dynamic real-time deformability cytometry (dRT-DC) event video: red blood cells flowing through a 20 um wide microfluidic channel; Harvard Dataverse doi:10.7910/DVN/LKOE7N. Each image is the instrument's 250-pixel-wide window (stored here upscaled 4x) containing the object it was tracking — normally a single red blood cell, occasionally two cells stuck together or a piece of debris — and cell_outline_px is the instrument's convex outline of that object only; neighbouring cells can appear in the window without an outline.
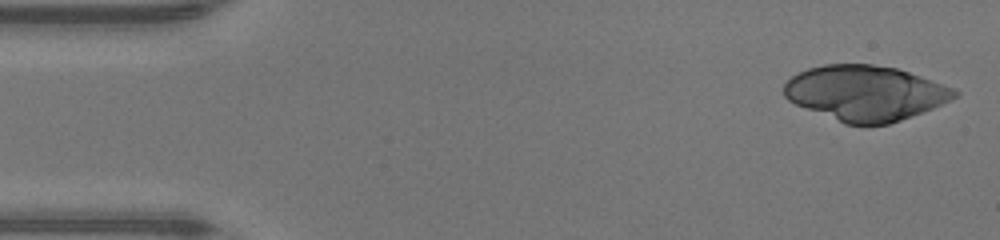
{"species": "human", "species_latin": "Homo sapiens", "temperature_condition": "warm", "stored_images_in_passage": 45, "camera_frame_rate_fps": 3000, "um_per_image_px": 0.085, "donor": {"sex": "male"}, "frame": {"image": 1, "passage_image": 1, "time_ms": 0.0, "image_size_px": [1000, 240], "cell_outline_px": [[960, 92], [956, 96], [932, 108], [900, 120], [888, 124], [844, 124], [796, 104], [788, 100], [784, 96], [784, 84], [792, 76], [808, 68], [824, 64], [872, 64], [896, 68], [956, 88]], "centroid_in_image_um": [73.54, 7.9], "position_along_channel_um": 11.5, "area_um2": 54.39}}
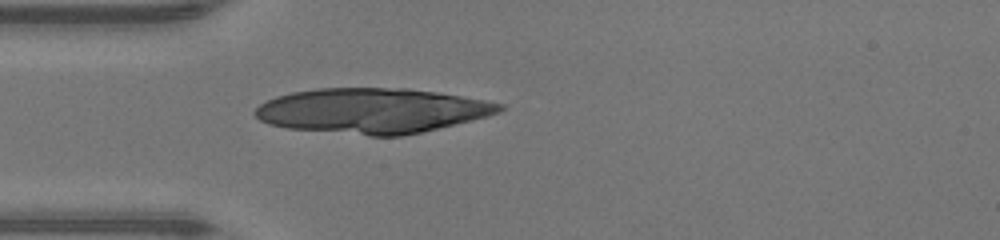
{"frame": {"image": 2, "passage_image": 12, "time_ms": 3.667, "image_size_px": [1000, 240], "cell_outline_px": [[504, 108], [500, 112], [488, 116], [424, 132], [400, 136], [368, 136], [288, 128], [268, 124], [260, 120], [252, 112], [260, 104], [276, 96], [292, 92], [316, 88], [408, 88], [436, 92], [484, 100], [504, 104]], "centroid_in_image_um": [31.63, 9.41], "position_along_channel_um": 53.4, "area_um2": 64.33}}